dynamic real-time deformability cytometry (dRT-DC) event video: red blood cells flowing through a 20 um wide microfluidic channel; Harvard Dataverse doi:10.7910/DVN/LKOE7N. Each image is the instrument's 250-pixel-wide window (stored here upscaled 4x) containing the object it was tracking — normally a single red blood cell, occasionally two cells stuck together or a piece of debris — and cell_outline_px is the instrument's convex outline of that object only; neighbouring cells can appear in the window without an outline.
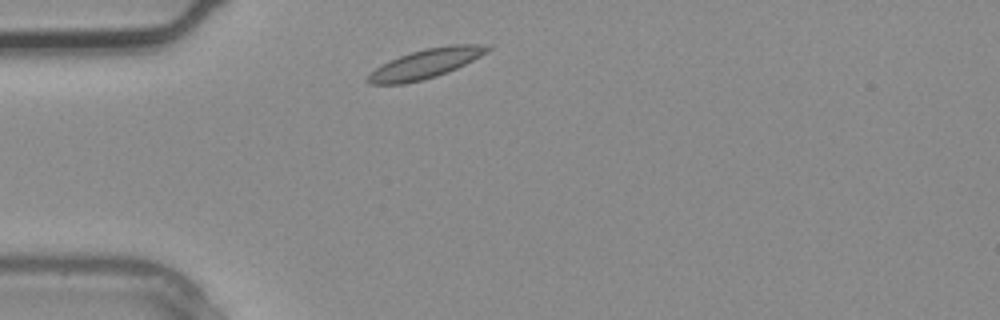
{"species": "common noctule bat (a hibernating species)", "species_latin": "Nyctalus noctula", "temperature_condition": "warm", "stored_images_in_passage": 1, "camera_frame_rate_fps": 3000, "um_per_image_px": 0.085, "animal": {"sex": "male", "body_mass_g": 20.4}, "frame": {"image": 1, "passage_image": 1, "time_ms": 0.0, "image_size_px": [1000, 320], "cell_outline_px": [[492, 48], [488, 52], [456, 68], [436, 76], [424, 80], [404, 84], [368, 84], [364, 80], [376, 68], [400, 56], [424, 48], [452, 44], [492, 44]], "centroid_in_image_um": [36.22, 5.4], "position_along_channel_um": 48.8, "area_um2": 20.35}}